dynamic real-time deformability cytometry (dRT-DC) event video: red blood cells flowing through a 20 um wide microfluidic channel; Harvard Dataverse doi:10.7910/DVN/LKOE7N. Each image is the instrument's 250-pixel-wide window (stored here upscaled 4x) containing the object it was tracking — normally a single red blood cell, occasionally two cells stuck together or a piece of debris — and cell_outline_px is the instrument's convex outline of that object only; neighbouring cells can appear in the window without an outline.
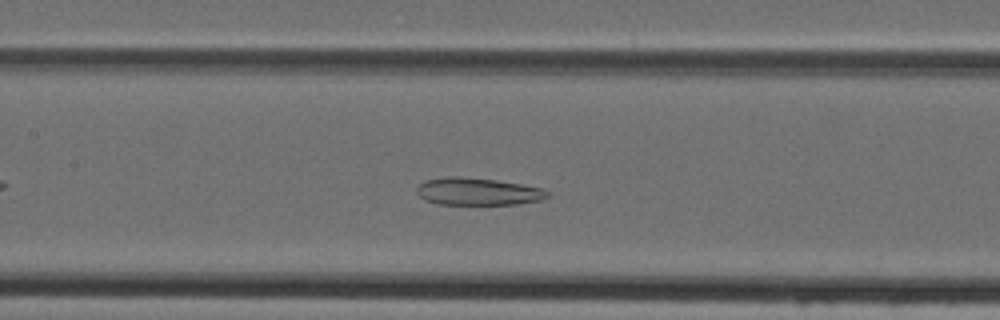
{"species": "Egyptian fruit bat (a non-hibernating species)", "species_latin": "Rousettus aegyptiacus", "temperature_condition": "cold", "stored_images_in_passage": 37, "camera_frame_rate_fps": 3000, "um_per_image_px": 0.085, "animal": {"sex": "female"}, "frame": {"image": 1, "passage_image": 12, "time_ms": 3.667, "image_size_px": [1000, 320], "cell_outline_px": [[548, 196], [540, 200], [516, 204], [440, 204], [424, 200], [416, 192], [416, 188], [424, 180], [448, 176], [460, 176], [496, 180], [544, 188], [548, 192]], "centroid_in_image_um": [40.58, 16.27], "position_along_channel_um": 166.8, "area_um2": 20.81}}
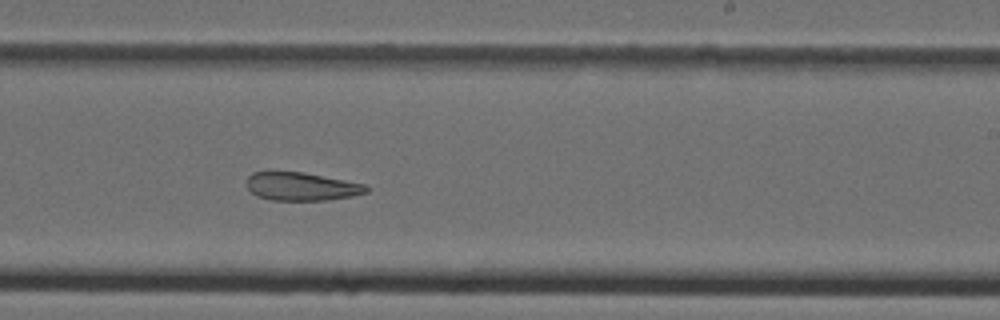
{"frame": {"image": 2, "passage_image": 19, "time_ms": 6.0, "image_size_px": [1000, 320], "cell_outline_px": [[368, 192], [352, 196], [328, 200], [272, 200], [256, 196], [248, 188], [248, 176], [252, 172], [304, 172], [364, 184], [368, 188]], "centroid_in_image_um": [25.63, 15.85], "position_along_channel_um": 263.4, "area_um2": 19.48}}
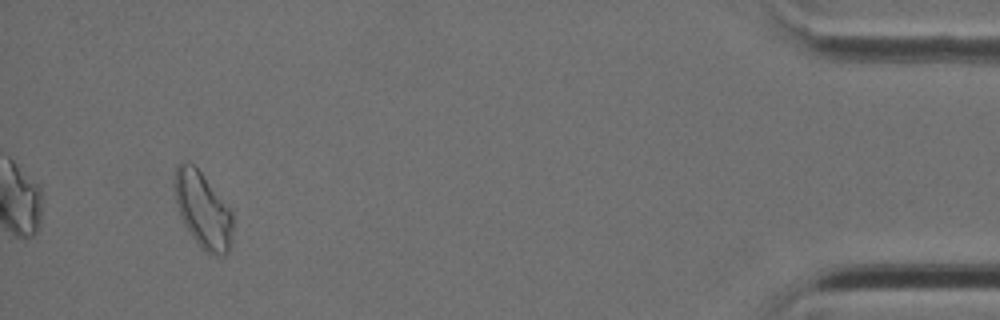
{"frame": {"image": 3, "passage_image": 35, "time_ms": 11.333, "image_size_px": [1000, 320], "cell_outline_px": [[232, 240], [228, 252], [224, 256], [216, 256], [204, 252], [200, 248], [184, 224], [180, 216], [176, 204], [172, 184], [176, 164], [180, 160], [188, 160], [200, 172], [232, 212]], "centroid_in_image_um": [17.19, 17.85], "position_along_channel_um": 418.0, "area_um2": 26.07}}